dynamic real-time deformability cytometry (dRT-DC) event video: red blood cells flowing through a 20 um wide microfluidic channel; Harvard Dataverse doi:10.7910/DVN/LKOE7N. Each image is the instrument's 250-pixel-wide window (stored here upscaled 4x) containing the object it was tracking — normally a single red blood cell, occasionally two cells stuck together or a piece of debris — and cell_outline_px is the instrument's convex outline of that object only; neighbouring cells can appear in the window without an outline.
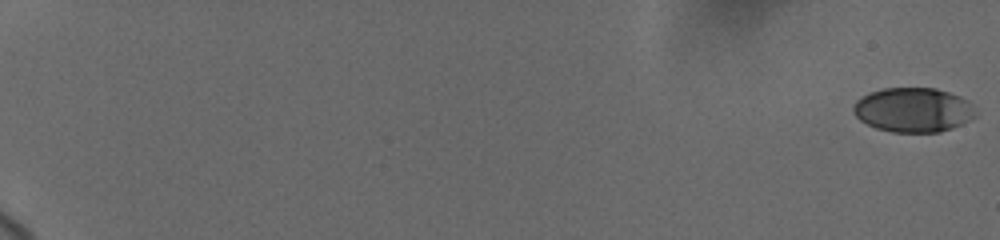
{"species": "human", "species_latin": "Homo sapiens", "temperature_condition": "cold", "stored_images_in_passage": 38, "camera_frame_rate_fps": 3000, "um_per_image_px": 0.085, "donor": {"sex": "female"}, "frame": {"image": 1, "passage_image": 1, "time_ms": 0.0, "image_size_px": [1000, 240], "cell_outline_px": [[976, 116], [952, 128], [940, 132], [892, 132], [876, 128], [860, 120], [852, 112], [852, 108], [856, 100], [872, 92], [884, 88], [936, 88], [960, 96], [968, 100]], "centroid_in_image_um": [77.6, 9.34], "position_along_channel_um": 7.4, "area_um2": 31.44}}